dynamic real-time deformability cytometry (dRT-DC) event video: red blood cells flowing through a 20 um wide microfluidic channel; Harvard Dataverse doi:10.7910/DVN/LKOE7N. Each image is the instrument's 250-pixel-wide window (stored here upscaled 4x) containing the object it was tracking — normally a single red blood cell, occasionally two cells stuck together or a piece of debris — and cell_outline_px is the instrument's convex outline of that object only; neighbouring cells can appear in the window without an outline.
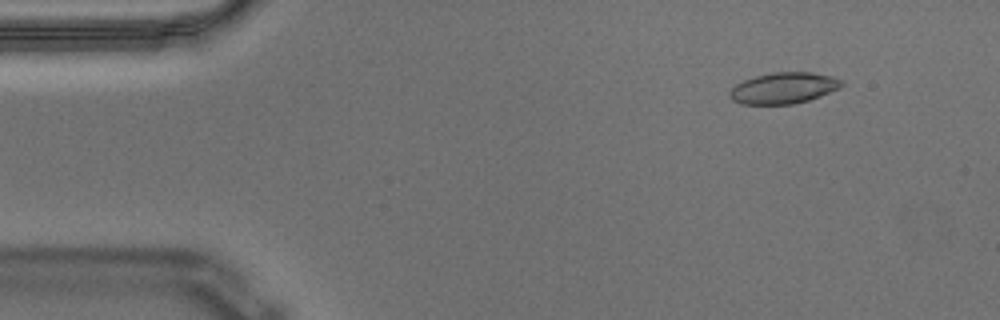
{"species": "Egyptian fruit bat (a non-hibernating species)", "species_latin": "Rousettus aegyptiacus", "temperature_condition": "warm", "stored_images_in_passage": 54, "camera_frame_rate_fps": 3000, "um_per_image_px": 0.085, "animal": {"sex": "male"}, "frame": {"image": 1, "passage_image": 4, "time_ms": 1.0, "image_size_px": [1000, 320], "cell_outline_px": [[844, 84], [840, 88], [820, 96], [808, 100], [792, 104], [740, 104], [732, 100], [728, 96], [728, 92], [736, 84], [744, 80], [756, 76], [772, 72], [812, 72], [832, 76], [840, 80]], "centroid_in_image_um": [66.59, 7.48], "position_along_channel_um": 18.4, "area_um2": 20.35}}
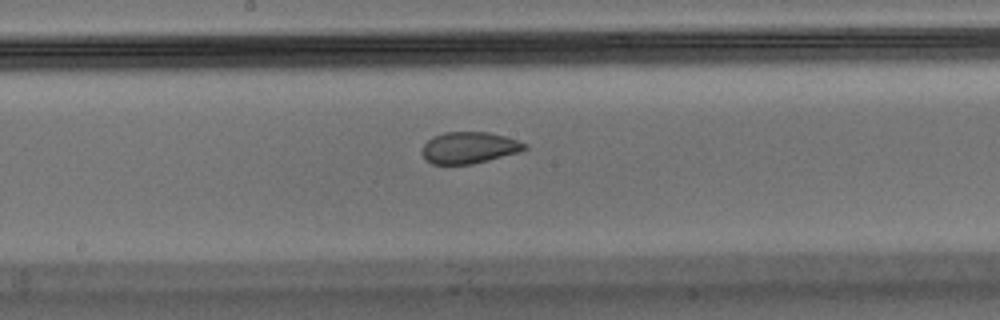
{"frame": {"image": 2, "passage_image": 27, "time_ms": 8.667, "image_size_px": [1000, 320], "cell_outline_px": [[528, 148], [520, 152], [472, 164], [432, 164], [424, 160], [424, 144], [432, 136], [444, 132], [488, 132], [504, 136], [528, 144]], "centroid_in_image_um": [39.89, 12.55], "position_along_channel_um": 208.3, "area_um2": 18.79}}
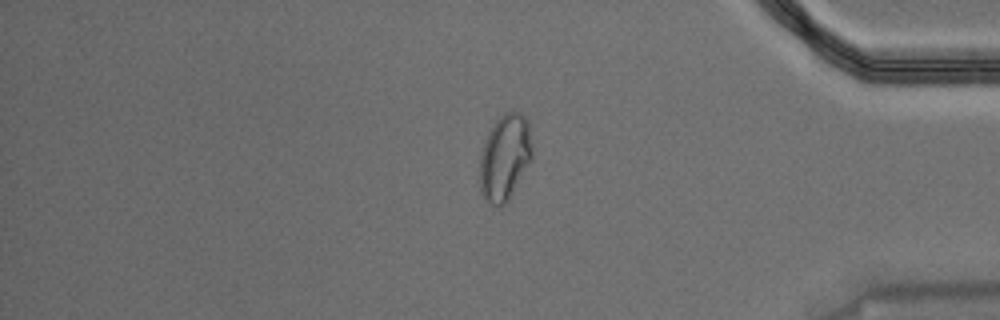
{"frame": {"image": 3, "passage_image": 45, "time_ms": 14.667, "image_size_px": [1000, 320], "cell_outline_px": [[532, 156], [508, 200], [504, 204], [492, 204], [480, 192], [480, 156], [488, 132], [496, 120], [504, 112], [520, 112], [528, 120], [532, 148]], "centroid_in_image_um": [42.9, 13.32], "position_along_channel_um": 392.3, "area_um2": 25.72}, "authors_computed_cell_mechanics": {"area_um2": 20.3456, "velocity_mm_per_s": 3.5312, "shape_relaxation_time_tau1_ms": null, "shape_relaxation_time_tau2_ms": 1.0473, "deformation_change_tau1": null, "deformation_change_tau2": 0.0533}}